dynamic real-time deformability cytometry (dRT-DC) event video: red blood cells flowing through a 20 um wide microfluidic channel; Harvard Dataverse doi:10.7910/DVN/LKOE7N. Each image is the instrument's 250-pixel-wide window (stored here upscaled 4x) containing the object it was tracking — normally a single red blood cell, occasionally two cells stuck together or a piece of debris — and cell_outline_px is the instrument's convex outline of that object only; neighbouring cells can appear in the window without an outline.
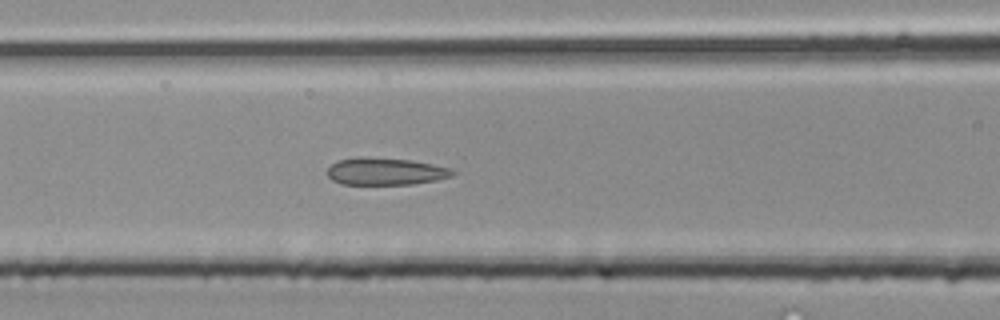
{"species": "common noctule bat (a hibernating species)", "species_latin": "Nyctalus noctula", "temperature_condition": "room temperature", "stored_images_in_passage": 40, "segment_of_instrument_passage": [2, 2], "camera_frame_rate_fps": 3000, "um_per_image_px": 0.085, "animal": {"sex": "male", "body_mass_g": 20.4}, "frame": {"image": 1, "passage_image": 17, "time_ms": 5.333, "image_size_px": [1000, 320], "cell_outline_px": [[456, 172], [452, 176], [436, 180], [412, 184], [340, 184], [332, 180], [328, 176], [328, 168], [336, 160], [360, 156], [412, 160], [452, 168]], "centroid_in_image_um": [32.76, 14.56], "position_along_channel_um": 133.8, "area_um2": 20.0}}
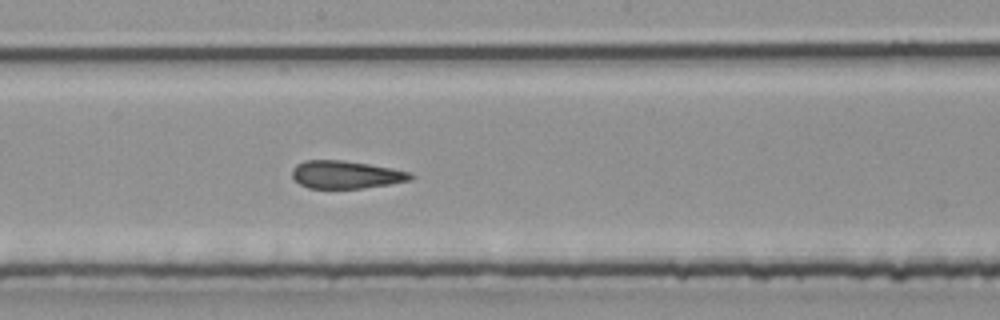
{"frame": {"image": 2, "passage_image": 22, "time_ms": 7.0, "image_size_px": [1000, 320], "cell_outline_px": [[416, 176], [412, 180], [364, 188], [308, 188], [300, 184], [292, 176], [292, 168], [296, 164], [304, 160], [340, 160], [368, 164], [412, 172]], "centroid_in_image_um": [29.41, 14.84], "position_along_channel_um": 218.8, "area_um2": 19.19}}
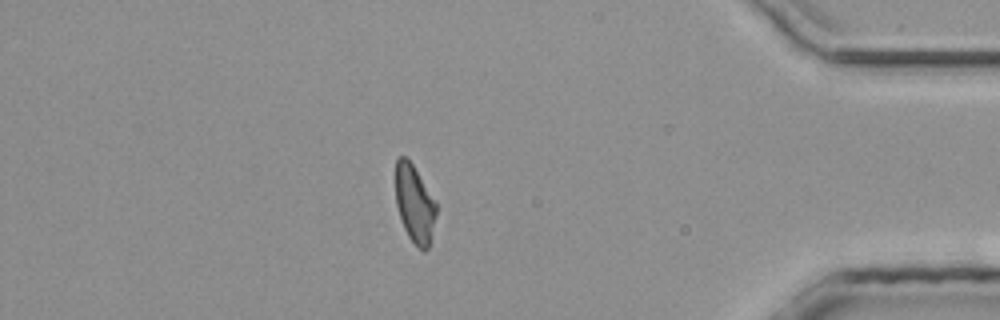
{"frame": {"image": 3, "passage_image": 35, "time_ms": 11.333, "image_size_px": [1000, 320], "cell_outline_px": [[436, 212], [428, 248], [424, 252], [408, 236], [404, 228], [396, 204], [396, 160], [400, 156], [404, 156], [412, 164], [436, 204]], "centroid_in_image_um": [35.22, 17.33], "position_along_channel_um": 400.0, "area_um2": 17.69}}